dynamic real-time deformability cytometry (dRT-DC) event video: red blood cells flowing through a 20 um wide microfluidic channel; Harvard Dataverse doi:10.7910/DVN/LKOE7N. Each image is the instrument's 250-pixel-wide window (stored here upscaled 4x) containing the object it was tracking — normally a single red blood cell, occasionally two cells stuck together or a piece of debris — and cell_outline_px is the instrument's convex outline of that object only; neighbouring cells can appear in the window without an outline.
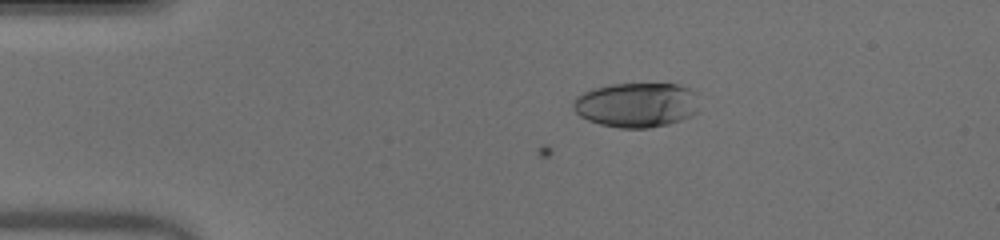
{"species": "human", "species_latin": "Homo sapiens", "temperature_condition": "warm", "stored_images_in_passage": 52, "camera_frame_rate_fps": 3000, "um_per_image_px": 0.085, "donor": {"sex": "male"}, "frame": {"image": 1, "passage_image": 11, "time_ms": 3.333, "image_size_px": [1000, 240], "cell_outline_px": [[696, 112], [680, 120], [668, 124], [648, 128], [620, 128], [600, 124], [588, 120], [580, 116], [576, 112], [572, 104], [572, 100], [576, 96], [584, 92], [596, 88], [612, 84], [676, 84], [688, 88], [696, 92]], "centroid_in_image_um": [54.07, 8.92], "position_along_channel_um": 30.9, "area_um2": 32.6}}
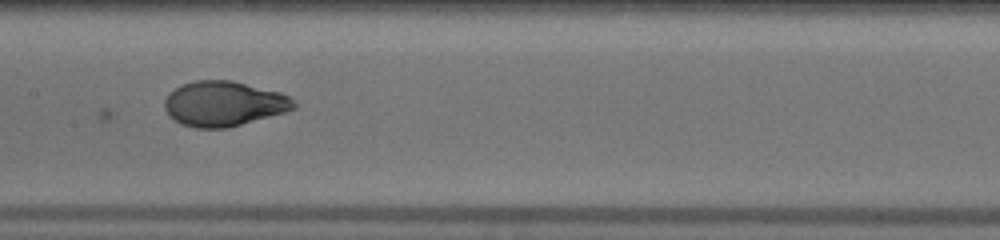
{"frame": {"image": 2, "passage_image": 27, "time_ms": 8.667, "image_size_px": [1000, 240], "cell_outline_px": [[296, 108], [284, 112], [228, 128], [196, 128], [180, 124], [168, 116], [164, 108], [164, 100], [180, 84], [196, 80], [232, 80], [280, 92], [292, 96], [296, 104]], "centroid_in_image_um": [19.02, 8.81], "position_along_channel_um": 188.4, "area_um2": 34.1}}
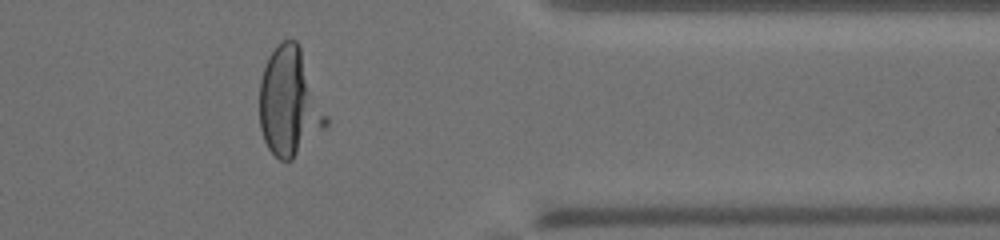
{"frame": {"image": 3, "passage_image": 43, "time_ms": 14.0, "image_size_px": [1000, 240], "cell_outline_px": [[328, 124], [292, 160], [280, 160], [268, 148], [264, 140], [260, 128], [260, 80], [268, 56], [276, 44], [284, 40], [296, 40], [300, 48], [328, 116]], "centroid_in_image_um": [24.6, 8.7], "position_along_channel_um": 386.8, "area_um2": 41.62}, "authors_computed_cell_mechanics": {"area_um2": 34.1598, "velocity_mm_per_s": 4.0225, "shape_relaxation_time_tau1_ms": 7.2524, "shape_relaxation_time_tau2_ms": null, "deformation_change_tau1": 0.3188, "deformation_change_tau2": null}}